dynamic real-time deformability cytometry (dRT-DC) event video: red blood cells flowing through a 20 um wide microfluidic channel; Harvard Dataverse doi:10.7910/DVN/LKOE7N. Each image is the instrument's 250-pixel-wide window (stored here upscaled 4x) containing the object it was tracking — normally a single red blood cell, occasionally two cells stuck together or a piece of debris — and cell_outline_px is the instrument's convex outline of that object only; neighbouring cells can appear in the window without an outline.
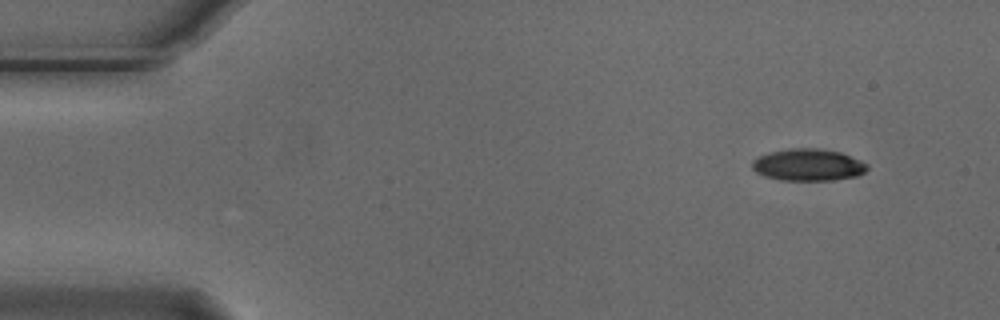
{"species": "Egyptian fruit bat (a non-hibernating species)", "species_latin": "Rousettus aegyptiacus", "temperature_condition": "cold", "stored_images_in_passage": 4, "camera_frame_rate_fps": 3000, "um_per_image_px": 0.085, "animal": {"sex": "male"}, "frame": {"image": 1, "passage_image": 1, "time_ms": 0.0, "image_size_px": [1000, 320], "cell_outline_px": [[868, 168], [860, 176], [832, 180], [780, 180], [764, 176], [756, 172], [752, 168], [752, 160], [756, 156], [768, 152], [788, 148], [820, 148], [840, 152], [860, 160], [868, 164]], "centroid_in_image_um": [68.67, 14.01], "position_along_channel_um": 16.3, "area_um2": 21.73}}
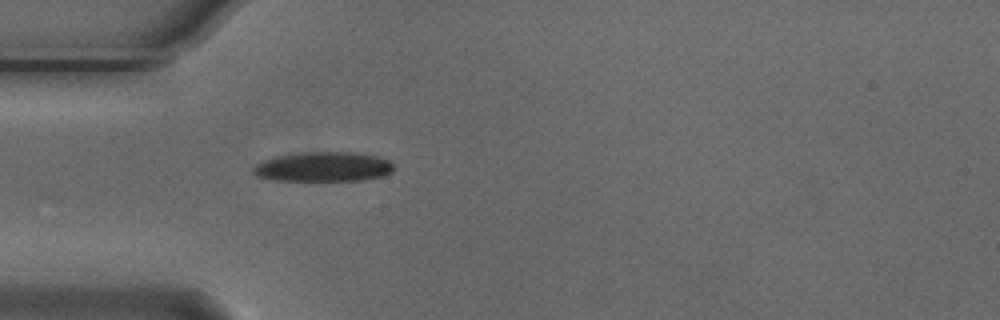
{"frame": {"image": 2, "passage_image": 4, "time_ms": 1.0, "image_size_px": [1000, 320], "cell_outline_px": [[392, 172], [384, 176], [360, 180], [276, 180], [256, 176], [252, 172], [252, 168], [256, 164], [264, 160], [276, 156], [300, 152], [352, 152], [376, 156], [388, 160], [392, 164]], "centroid_in_image_um": [27.45, 14.17], "position_along_channel_um": 57.5, "area_um2": 24.16}}